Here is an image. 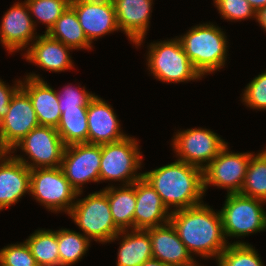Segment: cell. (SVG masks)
Here are the masks:
<instances>
[{"label":"cell","instance_id":"cell-1","mask_svg":"<svg viewBox=\"0 0 266 266\" xmlns=\"http://www.w3.org/2000/svg\"><path fill=\"white\" fill-rule=\"evenodd\" d=\"M191 255L217 261L229 241L223 233L220 211L207 204L171 211L170 220Z\"/></svg>","mask_w":266,"mask_h":266},{"label":"cell","instance_id":"cell-2","mask_svg":"<svg viewBox=\"0 0 266 266\" xmlns=\"http://www.w3.org/2000/svg\"><path fill=\"white\" fill-rule=\"evenodd\" d=\"M143 178L156 190L170 212L203 203V170L197 166L175 160L144 172Z\"/></svg>","mask_w":266,"mask_h":266},{"label":"cell","instance_id":"cell-3","mask_svg":"<svg viewBox=\"0 0 266 266\" xmlns=\"http://www.w3.org/2000/svg\"><path fill=\"white\" fill-rule=\"evenodd\" d=\"M222 30L209 22L195 25L178 37L185 54L202 77L225 67L228 41Z\"/></svg>","mask_w":266,"mask_h":266},{"label":"cell","instance_id":"cell-4","mask_svg":"<svg viewBox=\"0 0 266 266\" xmlns=\"http://www.w3.org/2000/svg\"><path fill=\"white\" fill-rule=\"evenodd\" d=\"M146 55L149 72L163 83L197 81L203 78L185 54L178 37L150 43Z\"/></svg>","mask_w":266,"mask_h":266},{"label":"cell","instance_id":"cell-5","mask_svg":"<svg viewBox=\"0 0 266 266\" xmlns=\"http://www.w3.org/2000/svg\"><path fill=\"white\" fill-rule=\"evenodd\" d=\"M68 216L90 240L109 243L121 230L111 215L107 195L100 189L74 203Z\"/></svg>","mask_w":266,"mask_h":266},{"label":"cell","instance_id":"cell-6","mask_svg":"<svg viewBox=\"0 0 266 266\" xmlns=\"http://www.w3.org/2000/svg\"><path fill=\"white\" fill-rule=\"evenodd\" d=\"M138 142L135 137L127 136L120 141L101 145L99 182L121 181V185H129L143 177V173L137 172L143 160Z\"/></svg>","mask_w":266,"mask_h":266},{"label":"cell","instance_id":"cell-7","mask_svg":"<svg viewBox=\"0 0 266 266\" xmlns=\"http://www.w3.org/2000/svg\"><path fill=\"white\" fill-rule=\"evenodd\" d=\"M264 201L239 193L227 194L220 211L223 233L227 237H244L266 230ZM263 204V205H262Z\"/></svg>","mask_w":266,"mask_h":266},{"label":"cell","instance_id":"cell-8","mask_svg":"<svg viewBox=\"0 0 266 266\" xmlns=\"http://www.w3.org/2000/svg\"><path fill=\"white\" fill-rule=\"evenodd\" d=\"M17 148L25 152L28 159L23 155L12 156L32 170L61 167L65 145L55 127L38 125L16 143L10 153H15Z\"/></svg>","mask_w":266,"mask_h":266},{"label":"cell","instance_id":"cell-9","mask_svg":"<svg viewBox=\"0 0 266 266\" xmlns=\"http://www.w3.org/2000/svg\"><path fill=\"white\" fill-rule=\"evenodd\" d=\"M30 194L51 212L69 214L78 192L72 187L61 167L32 169Z\"/></svg>","mask_w":266,"mask_h":266},{"label":"cell","instance_id":"cell-10","mask_svg":"<svg viewBox=\"0 0 266 266\" xmlns=\"http://www.w3.org/2000/svg\"><path fill=\"white\" fill-rule=\"evenodd\" d=\"M173 137L171 145L178 157L176 160L197 166L202 170L228 144L212 130L199 127L178 130Z\"/></svg>","mask_w":266,"mask_h":266},{"label":"cell","instance_id":"cell-11","mask_svg":"<svg viewBox=\"0 0 266 266\" xmlns=\"http://www.w3.org/2000/svg\"><path fill=\"white\" fill-rule=\"evenodd\" d=\"M228 144L203 169L204 191L208 186L227 189V194L239 193L253 153L228 150Z\"/></svg>","mask_w":266,"mask_h":266},{"label":"cell","instance_id":"cell-12","mask_svg":"<svg viewBox=\"0 0 266 266\" xmlns=\"http://www.w3.org/2000/svg\"><path fill=\"white\" fill-rule=\"evenodd\" d=\"M101 145L81 143L65 146L61 168L72 187L83 194L84 183H98L100 178Z\"/></svg>","mask_w":266,"mask_h":266},{"label":"cell","instance_id":"cell-13","mask_svg":"<svg viewBox=\"0 0 266 266\" xmlns=\"http://www.w3.org/2000/svg\"><path fill=\"white\" fill-rule=\"evenodd\" d=\"M70 6L91 43L120 30L112 0H71Z\"/></svg>","mask_w":266,"mask_h":266},{"label":"cell","instance_id":"cell-14","mask_svg":"<svg viewBox=\"0 0 266 266\" xmlns=\"http://www.w3.org/2000/svg\"><path fill=\"white\" fill-rule=\"evenodd\" d=\"M32 18L25 0L17 1L4 13L0 25V42L8 53L29 48L30 43L38 37Z\"/></svg>","mask_w":266,"mask_h":266},{"label":"cell","instance_id":"cell-15","mask_svg":"<svg viewBox=\"0 0 266 266\" xmlns=\"http://www.w3.org/2000/svg\"><path fill=\"white\" fill-rule=\"evenodd\" d=\"M39 125L29 95L20 87L12 96L9 111L1 119L4 144L11 150L16 143Z\"/></svg>","mask_w":266,"mask_h":266},{"label":"cell","instance_id":"cell-16","mask_svg":"<svg viewBox=\"0 0 266 266\" xmlns=\"http://www.w3.org/2000/svg\"><path fill=\"white\" fill-rule=\"evenodd\" d=\"M117 118L112 106L96 95L87 110L88 143L102 145L127 137Z\"/></svg>","mask_w":266,"mask_h":266},{"label":"cell","instance_id":"cell-17","mask_svg":"<svg viewBox=\"0 0 266 266\" xmlns=\"http://www.w3.org/2000/svg\"><path fill=\"white\" fill-rule=\"evenodd\" d=\"M117 24L133 45H143L149 28L153 0H112Z\"/></svg>","mask_w":266,"mask_h":266},{"label":"cell","instance_id":"cell-18","mask_svg":"<svg viewBox=\"0 0 266 266\" xmlns=\"http://www.w3.org/2000/svg\"><path fill=\"white\" fill-rule=\"evenodd\" d=\"M23 57L35 66L51 72L71 70L74 65L69 51L73 49L44 32L25 49Z\"/></svg>","mask_w":266,"mask_h":266},{"label":"cell","instance_id":"cell-19","mask_svg":"<svg viewBox=\"0 0 266 266\" xmlns=\"http://www.w3.org/2000/svg\"><path fill=\"white\" fill-rule=\"evenodd\" d=\"M28 74L23 78L21 88L32 101L39 125L57 128L61 117L57 90L48 85L40 75Z\"/></svg>","mask_w":266,"mask_h":266},{"label":"cell","instance_id":"cell-20","mask_svg":"<svg viewBox=\"0 0 266 266\" xmlns=\"http://www.w3.org/2000/svg\"><path fill=\"white\" fill-rule=\"evenodd\" d=\"M31 170L10 153L0 156V211L30 194Z\"/></svg>","mask_w":266,"mask_h":266},{"label":"cell","instance_id":"cell-21","mask_svg":"<svg viewBox=\"0 0 266 266\" xmlns=\"http://www.w3.org/2000/svg\"><path fill=\"white\" fill-rule=\"evenodd\" d=\"M145 230L151 239L153 258L168 266H186L195 262L170 221Z\"/></svg>","mask_w":266,"mask_h":266},{"label":"cell","instance_id":"cell-22","mask_svg":"<svg viewBox=\"0 0 266 266\" xmlns=\"http://www.w3.org/2000/svg\"><path fill=\"white\" fill-rule=\"evenodd\" d=\"M170 216L171 212L151 184L143 177L136 180L134 229L164 225L169 222Z\"/></svg>","mask_w":266,"mask_h":266},{"label":"cell","instance_id":"cell-23","mask_svg":"<svg viewBox=\"0 0 266 266\" xmlns=\"http://www.w3.org/2000/svg\"><path fill=\"white\" fill-rule=\"evenodd\" d=\"M116 239L122 240L117 253V266H141L153 258L151 239L146 230H121L109 242H114Z\"/></svg>","mask_w":266,"mask_h":266},{"label":"cell","instance_id":"cell-24","mask_svg":"<svg viewBox=\"0 0 266 266\" xmlns=\"http://www.w3.org/2000/svg\"><path fill=\"white\" fill-rule=\"evenodd\" d=\"M102 191L107 195L111 215L120 230L134 229V212L136 206V181L133 184L106 186Z\"/></svg>","mask_w":266,"mask_h":266},{"label":"cell","instance_id":"cell-25","mask_svg":"<svg viewBox=\"0 0 266 266\" xmlns=\"http://www.w3.org/2000/svg\"><path fill=\"white\" fill-rule=\"evenodd\" d=\"M47 34L75 50H92L93 48L71 6L57 19Z\"/></svg>","mask_w":266,"mask_h":266},{"label":"cell","instance_id":"cell-26","mask_svg":"<svg viewBox=\"0 0 266 266\" xmlns=\"http://www.w3.org/2000/svg\"><path fill=\"white\" fill-rule=\"evenodd\" d=\"M88 107L65 110L61 113L57 132L65 146L88 143Z\"/></svg>","mask_w":266,"mask_h":266},{"label":"cell","instance_id":"cell-27","mask_svg":"<svg viewBox=\"0 0 266 266\" xmlns=\"http://www.w3.org/2000/svg\"><path fill=\"white\" fill-rule=\"evenodd\" d=\"M25 242L38 266H60L57 230H36Z\"/></svg>","mask_w":266,"mask_h":266},{"label":"cell","instance_id":"cell-28","mask_svg":"<svg viewBox=\"0 0 266 266\" xmlns=\"http://www.w3.org/2000/svg\"><path fill=\"white\" fill-rule=\"evenodd\" d=\"M57 242L60 266H72L81 261L91 244L85 235L66 228L57 230Z\"/></svg>","mask_w":266,"mask_h":266},{"label":"cell","instance_id":"cell-29","mask_svg":"<svg viewBox=\"0 0 266 266\" xmlns=\"http://www.w3.org/2000/svg\"><path fill=\"white\" fill-rule=\"evenodd\" d=\"M261 151L253 152L239 194L266 202V150Z\"/></svg>","mask_w":266,"mask_h":266},{"label":"cell","instance_id":"cell-30","mask_svg":"<svg viewBox=\"0 0 266 266\" xmlns=\"http://www.w3.org/2000/svg\"><path fill=\"white\" fill-rule=\"evenodd\" d=\"M216 263L218 266H264L255 247L239 240L229 243Z\"/></svg>","mask_w":266,"mask_h":266},{"label":"cell","instance_id":"cell-31","mask_svg":"<svg viewBox=\"0 0 266 266\" xmlns=\"http://www.w3.org/2000/svg\"><path fill=\"white\" fill-rule=\"evenodd\" d=\"M30 11L33 24L37 27V21L45 24L47 33L57 19L70 6L71 0H25Z\"/></svg>","mask_w":266,"mask_h":266},{"label":"cell","instance_id":"cell-32","mask_svg":"<svg viewBox=\"0 0 266 266\" xmlns=\"http://www.w3.org/2000/svg\"><path fill=\"white\" fill-rule=\"evenodd\" d=\"M221 18L228 21L256 19V11L248 0H213Z\"/></svg>","mask_w":266,"mask_h":266},{"label":"cell","instance_id":"cell-33","mask_svg":"<svg viewBox=\"0 0 266 266\" xmlns=\"http://www.w3.org/2000/svg\"><path fill=\"white\" fill-rule=\"evenodd\" d=\"M0 264L2 266H38L25 241L4 246L0 250Z\"/></svg>","mask_w":266,"mask_h":266},{"label":"cell","instance_id":"cell-34","mask_svg":"<svg viewBox=\"0 0 266 266\" xmlns=\"http://www.w3.org/2000/svg\"><path fill=\"white\" fill-rule=\"evenodd\" d=\"M243 91L244 105L253 110H266V71L253 78Z\"/></svg>","mask_w":266,"mask_h":266},{"label":"cell","instance_id":"cell-35","mask_svg":"<svg viewBox=\"0 0 266 266\" xmlns=\"http://www.w3.org/2000/svg\"><path fill=\"white\" fill-rule=\"evenodd\" d=\"M78 87L74 88L69 84L64 87V91H57L61 113L65 110L78 109V107H88V104L96 96L85 90V86L83 88Z\"/></svg>","mask_w":266,"mask_h":266},{"label":"cell","instance_id":"cell-36","mask_svg":"<svg viewBox=\"0 0 266 266\" xmlns=\"http://www.w3.org/2000/svg\"><path fill=\"white\" fill-rule=\"evenodd\" d=\"M21 82L15 81L14 86L6 85V83L0 79V120L7 114L9 111V103L12 96L15 92L21 87Z\"/></svg>","mask_w":266,"mask_h":266},{"label":"cell","instance_id":"cell-37","mask_svg":"<svg viewBox=\"0 0 266 266\" xmlns=\"http://www.w3.org/2000/svg\"><path fill=\"white\" fill-rule=\"evenodd\" d=\"M256 21L266 31V6L256 13Z\"/></svg>","mask_w":266,"mask_h":266},{"label":"cell","instance_id":"cell-38","mask_svg":"<svg viewBox=\"0 0 266 266\" xmlns=\"http://www.w3.org/2000/svg\"><path fill=\"white\" fill-rule=\"evenodd\" d=\"M10 153V149L4 144L1 120H0V156H4Z\"/></svg>","mask_w":266,"mask_h":266},{"label":"cell","instance_id":"cell-39","mask_svg":"<svg viewBox=\"0 0 266 266\" xmlns=\"http://www.w3.org/2000/svg\"><path fill=\"white\" fill-rule=\"evenodd\" d=\"M248 2L256 11V13L266 6V0H248Z\"/></svg>","mask_w":266,"mask_h":266},{"label":"cell","instance_id":"cell-40","mask_svg":"<svg viewBox=\"0 0 266 266\" xmlns=\"http://www.w3.org/2000/svg\"><path fill=\"white\" fill-rule=\"evenodd\" d=\"M141 266H168V265L162 263L158 259L151 258V259L145 261Z\"/></svg>","mask_w":266,"mask_h":266},{"label":"cell","instance_id":"cell-41","mask_svg":"<svg viewBox=\"0 0 266 266\" xmlns=\"http://www.w3.org/2000/svg\"><path fill=\"white\" fill-rule=\"evenodd\" d=\"M186 266H201V265H198V263H197L196 260H195V262H193V263L190 264V265H186Z\"/></svg>","mask_w":266,"mask_h":266}]
</instances>
